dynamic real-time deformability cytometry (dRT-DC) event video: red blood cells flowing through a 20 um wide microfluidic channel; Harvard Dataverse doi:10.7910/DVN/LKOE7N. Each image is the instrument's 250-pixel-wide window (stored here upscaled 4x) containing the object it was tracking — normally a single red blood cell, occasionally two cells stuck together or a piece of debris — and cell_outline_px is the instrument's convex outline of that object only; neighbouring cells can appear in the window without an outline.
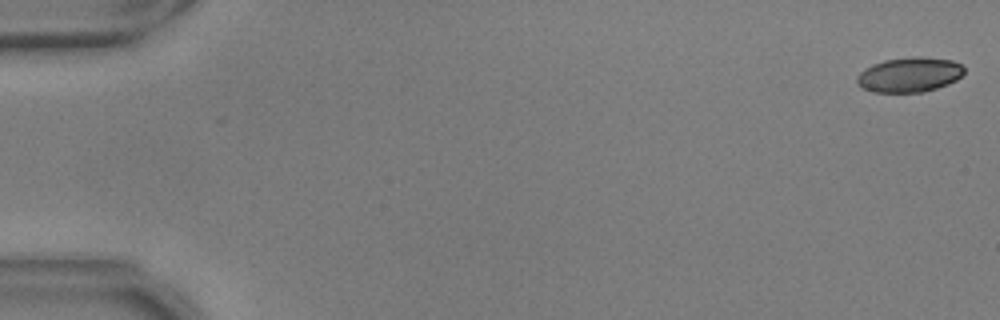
{"species": "common noctule bat (a hibernating species)", "species_latin": "Nyctalus noctula", "temperature_condition": "warm", "stored_images_in_passage": 55, "camera_frame_rate_fps": 3000, "um_per_image_px": 0.085, "animal": {"sex": "male", "body_mass_g": 17.9, "forearm_length_mm": 54.2}, "frame": {"image": 1, "passage_image": 1, "time_ms": 0.0, "image_size_px": [1000, 320], "cell_outline_px": [[964, 72], [956, 80], [948, 84], [924, 92], [872, 92], [856, 84], [856, 76], [864, 68], [872, 64], [884, 60], [916, 56], [924, 56], [952, 60], [960, 64], [964, 68]], "centroid_in_image_um": [77.28, 6.34], "position_along_channel_um": 7.7, "area_um2": 21.91}}
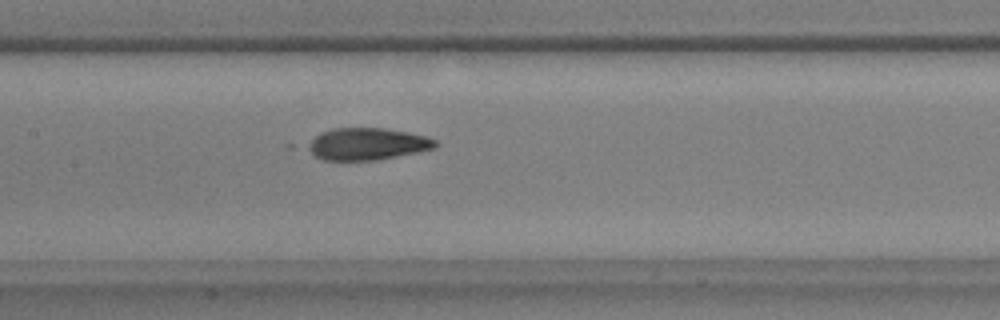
{"frame": {"image": 2, "passage_image": 27, "time_ms": 8.667, "image_size_px": [1000, 320], "cell_outline_px": [[440, 144], [436, 148], [376, 160], [324, 160], [316, 156], [304, 148], [304, 144], [320, 132], [332, 128], [384, 128], [408, 132], [424, 136], [436, 140]], "centroid_in_image_um": [31.16, 12.23], "position_along_channel_um": 176.2, "area_um2": 23.99}}
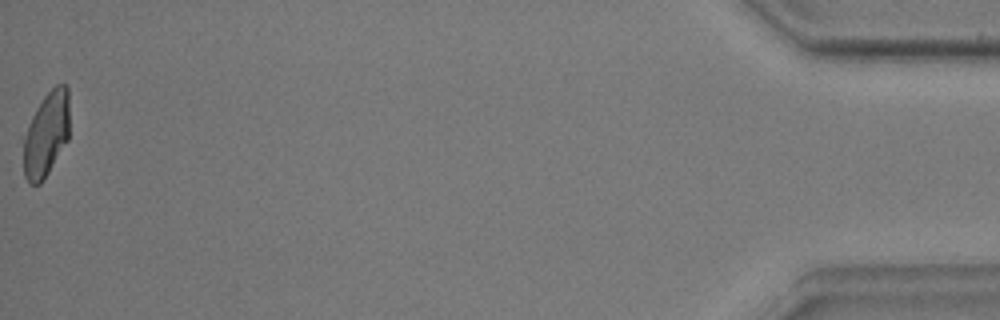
{"frame": {"image": 3, "passage_image": 55, "time_ms": 18.0, "image_size_px": [1000, 320], "cell_outline_px": [[68, 140], [48, 172], [40, 184], [28, 184], [24, 176], [24, 136], [32, 116], [36, 108], [44, 96], [56, 84], [64, 84], [68, 88]], "centroid_in_image_um": [3.93, 11.42], "position_along_channel_um": 431.3, "area_um2": 22.43}, "authors_computed_cell_mechanics": {"area_um2": 24.276, "velocity_mm_per_s": 3.7133, "shape_relaxation_time_tau1_ms": 3.8812, "shape_relaxation_time_tau2_ms": 1.077, "deformation_change_tau1": 0.1943, "deformation_change_tau2": 0.0538}}